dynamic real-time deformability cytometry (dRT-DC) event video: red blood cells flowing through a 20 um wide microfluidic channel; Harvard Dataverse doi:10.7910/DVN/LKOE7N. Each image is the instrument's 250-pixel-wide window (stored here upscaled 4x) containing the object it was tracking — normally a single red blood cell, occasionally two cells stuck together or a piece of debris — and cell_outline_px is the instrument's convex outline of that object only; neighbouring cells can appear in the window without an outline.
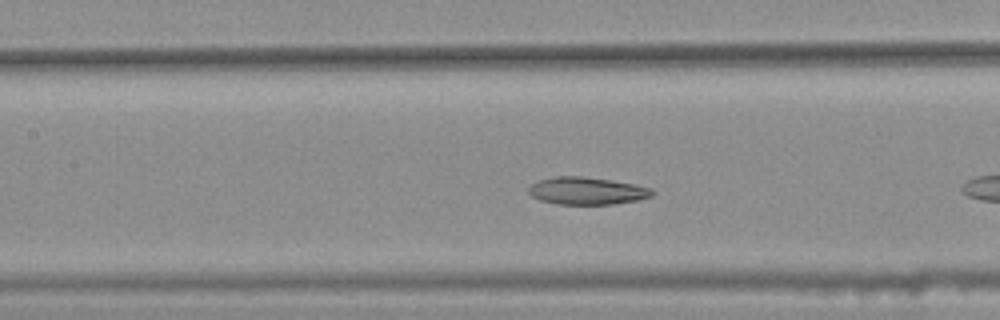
{"species": "common noctule bat (a hibernating species)", "species_latin": "Nyctalus noctula", "temperature_condition": "warm", "stored_images_in_passage": 10, "camera_frame_rate_fps": 3000, "um_per_image_px": 0.085, "animal": {"sex": "female", "body_mass_g": 25.1}, "frame": {"image": 1, "passage_image": 9, "time_ms": 2.667, "image_size_px": [1000, 320], "cell_outline_px": [[656, 192], [652, 196], [636, 200], [612, 204], [556, 204], [540, 200], [532, 196], [528, 192], [528, 188], [536, 180], [556, 176], [584, 176], [632, 184], [652, 188]], "centroid_in_image_um": [49.85, 16.22], "position_along_channel_um": 157.5, "area_um2": 19.71}}